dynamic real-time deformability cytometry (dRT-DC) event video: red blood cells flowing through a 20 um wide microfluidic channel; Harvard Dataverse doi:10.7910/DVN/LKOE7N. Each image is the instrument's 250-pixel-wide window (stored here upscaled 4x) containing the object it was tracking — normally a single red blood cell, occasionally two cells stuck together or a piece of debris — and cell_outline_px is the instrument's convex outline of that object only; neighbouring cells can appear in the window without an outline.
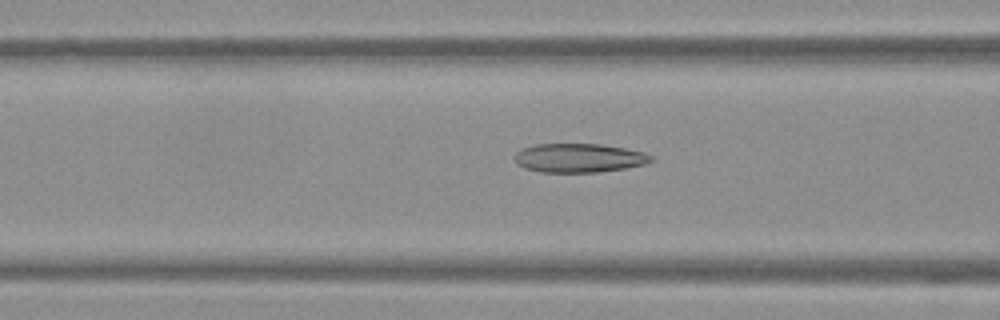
{"species": "Egyptian fruit bat (a non-hibernating species)", "species_latin": "Rousettus aegyptiacus", "temperature_condition": "warm", "stored_images_in_passage": 48, "camera_frame_rate_fps": 3000, "um_per_image_px": 0.085, "frame": {"image": 1, "passage_image": 16, "time_ms": 5.0, "image_size_px": [1000, 320], "cell_outline_px": [[656, 160], [644, 164], [624, 168], [600, 172], [540, 172], [524, 168], [516, 164], [512, 156], [516, 152], [524, 148], [536, 144], [600, 144], [624, 148], [644, 152], [652, 156]], "centroid_in_image_um": [49.19, 13.43], "position_along_channel_um": 117.4, "area_um2": 23.12}}
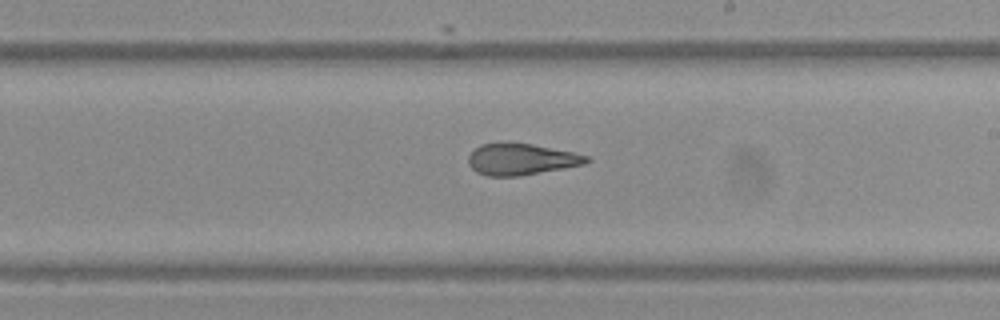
{"frame": {"image": 2, "passage_image": 26, "time_ms": 8.333, "image_size_px": [1000, 320], "cell_outline_px": [[592, 160], [584, 164], [564, 168], [520, 176], [488, 176], [476, 172], [468, 164], [468, 156], [480, 144], [500, 140], [504, 140], [532, 144], [572, 152], [588, 156]], "centroid_in_image_um": [44.25, 13.51], "position_along_channel_um": 244.7, "area_um2": 22.08}}
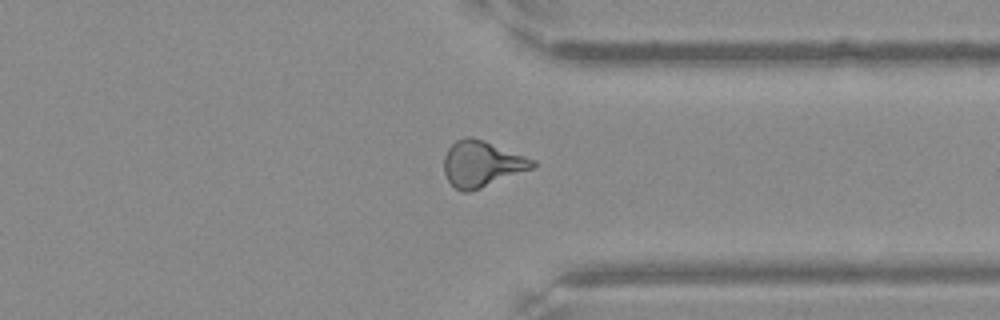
{"frame": {"image": 3, "passage_image": 36, "time_ms": 11.667, "image_size_px": [1000, 320], "cell_outline_px": [[536, 164], [532, 168], [480, 188], [468, 192], [464, 192], [456, 188], [448, 180], [444, 172], [444, 156], [448, 148], [456, 140], [464, 136], [472, 136], [484, 140], [536, 160]], "centroid_in_image_um": [40.93, 13.9], "position_along_channel_um": 370.5, "area_um2": 23.52}, "authors_computed_cell_mechanics": {"area_um2": 23.12, "velocity_mm_per_s": 3.8129, "shape_relaxation_time_tau1_ms": null, "shape_relaxation_time_tau2_ms": 2.5204, "deformation_change_tau1": null, "deformation_change_tau2": 0.1055}}